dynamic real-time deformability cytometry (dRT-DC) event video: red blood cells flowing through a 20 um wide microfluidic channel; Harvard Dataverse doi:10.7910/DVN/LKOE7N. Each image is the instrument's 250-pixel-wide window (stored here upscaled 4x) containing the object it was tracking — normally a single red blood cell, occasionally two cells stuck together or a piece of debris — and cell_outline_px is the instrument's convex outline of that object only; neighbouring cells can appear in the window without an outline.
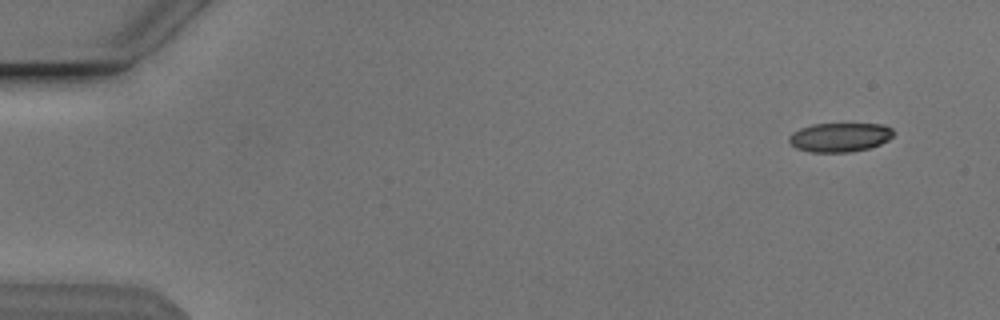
{"species": "Egyptian fruit bat (a non-hibernating species)", "species_latin": "Rousettus aegyptiacus", "temperature_condition": "cold", "stored_images_in_passage": 52, "segment_of_instrument_passage": [1, 2], "camera_frame_rate_fps": 3000, "um_per_image_px": 0.085, "animal": {"sex": "male"}, "frame": {"image": 1, "passage_image": 1, "time_ms": 0.0, "image_size_px": [1000, 320], "cell_outline_px": [[896, 132], [888, 140], [880, 144], [868, 148], [848, 152], [812, 152], [796, 148], [788, 140], [788, 136], [792, 132], [800, 128], [812, 124], [884, 124], [892, 128]], "centroid_in_image_um": [71.39, 11.66], "position_along_channel_um": 13.6, "area_um2": 17.74}}
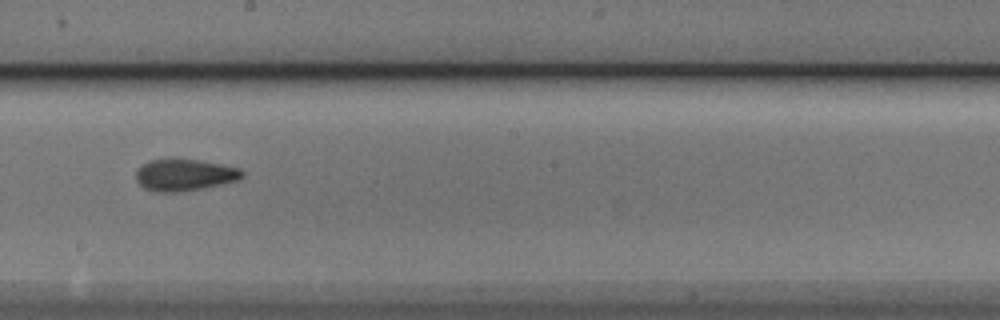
{"frame": {"image": 2, "passage_image": 28, "time_ms": 9.0, "image_size_px": [1000, 320], "cell_outline_px": [[244, 176], [240, 180], [180, 192], [152, 192], [144, 188], [136, 180], [136, 172], [148, 160], [168, 156], [176, 156], [220, 164], [240, 168], [244, 172]], "centroid_in_image_um": [15.66, 14.83], "position_along_channel_um": 232.5, "area_um2": 20.23}}
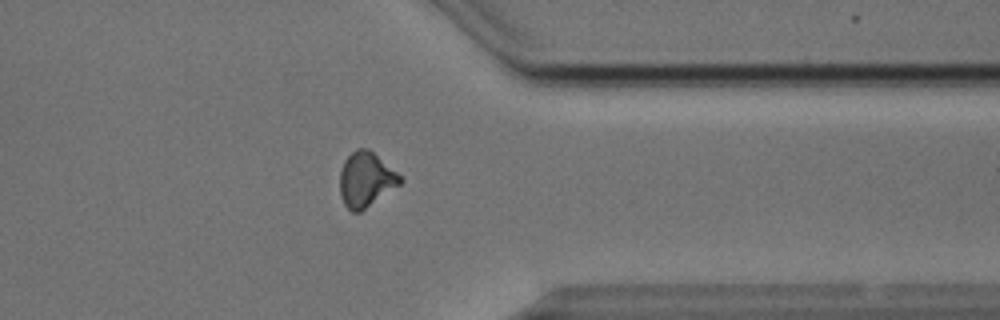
{"frame": {"image": 3, "passage_image": 40, "time_ms": 13.0, "image_size_px": [1000, 320], "cell_outline_px": [[404, 180], [400, 184], [360, 212], [352, 212], [344, 204], [340, 192], [340, 172], [344, 160], [356, 148], [368, 148], [396, 172]], "centroid_in_image_um": [31.08, 15.26], "position_along_channel_um": 380.3, "area_um2": 18.96}}